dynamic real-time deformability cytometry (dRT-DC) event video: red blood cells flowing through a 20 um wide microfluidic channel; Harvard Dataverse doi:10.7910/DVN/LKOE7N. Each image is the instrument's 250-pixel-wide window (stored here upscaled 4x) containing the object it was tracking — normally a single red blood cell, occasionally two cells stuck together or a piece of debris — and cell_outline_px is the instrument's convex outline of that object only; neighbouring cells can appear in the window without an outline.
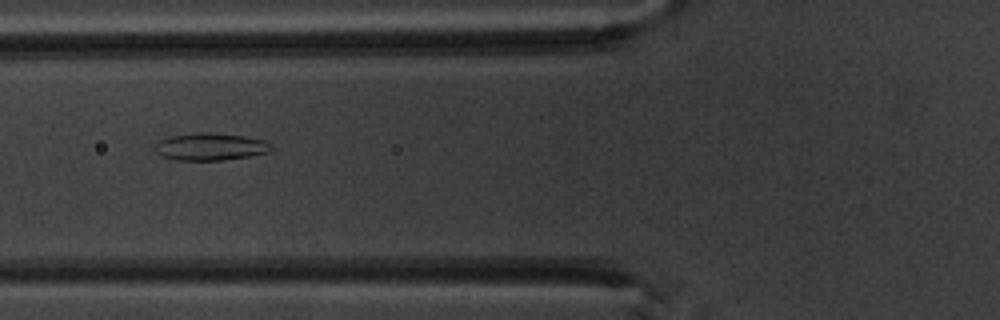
{"species": "common noctule bat (a hibernating species)", "species_latin": "Nyctalus noctula", "temperature_condition": "warm", "stored_images_in_passage": 4, "camera_frame_rate_fps": 3000, "um_per_image_px": 0.085, "animal": {"sex": "male", "body_mass_g": 20.1, "forearm_length_mm": 53.5}, "frame": {"image": 1, "passage_image": 4, "time_ms": 3.333, "image_size_px": [1000, 320], "cell_outline_px": [[272, 152], [224, 160], [172, 160], [160, 156], [152, 148], [152, 144], [168, 136], [196, 132], [208, 132], [244, 136], [264, 140], [272, 144]], "centroid_in_image_um": [17.83, 12.47], "position_along_channel_um": 108.0, "area_um2": 18.96}}